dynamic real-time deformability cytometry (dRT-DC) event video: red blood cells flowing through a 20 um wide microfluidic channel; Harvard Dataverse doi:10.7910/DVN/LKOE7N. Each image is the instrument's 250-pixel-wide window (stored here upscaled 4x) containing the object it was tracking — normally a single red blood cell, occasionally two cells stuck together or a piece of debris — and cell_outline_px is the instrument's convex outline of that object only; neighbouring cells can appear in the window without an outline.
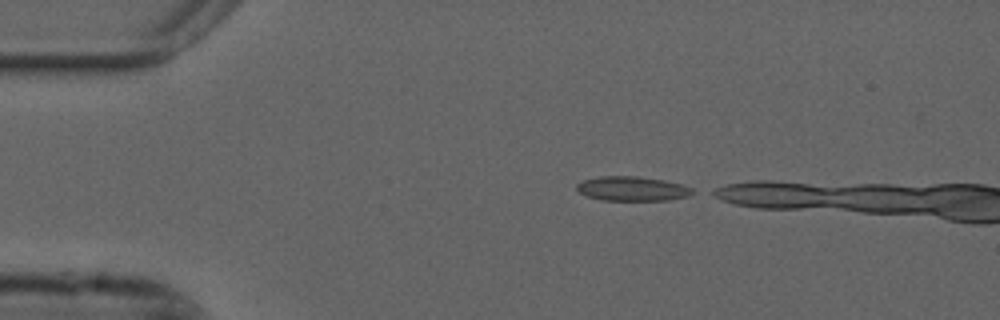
{"species": "common noctule bat (a hibernating species)", "species_latin": "Nyctalus noctula", "temperature_condition": "cold", "stored_images_in_passage": 4, "camera_frame_rate_fps": 3000, "um_per_image_px": 0.085, "animal": {"sex": "male", "forearm_length_mm": 52.5}, "frame": {"image": 1, "passage_image": 1, "time_ms": 0.0, "image_size_px": [1000, 320], "cell_outline_px": [[696, 192], [688, 196], [668, 200], [600, 200], [588, 196], [580, 192], [576, 188], [576, 184], [584, 180], [600, 176], [636, 176], [664, 180], [680, 184], [692, 188]], "centroid_in_image_um": [53.75, 16.04], "position_along_channel_um": 31.3, "area_um2": 16.42}}